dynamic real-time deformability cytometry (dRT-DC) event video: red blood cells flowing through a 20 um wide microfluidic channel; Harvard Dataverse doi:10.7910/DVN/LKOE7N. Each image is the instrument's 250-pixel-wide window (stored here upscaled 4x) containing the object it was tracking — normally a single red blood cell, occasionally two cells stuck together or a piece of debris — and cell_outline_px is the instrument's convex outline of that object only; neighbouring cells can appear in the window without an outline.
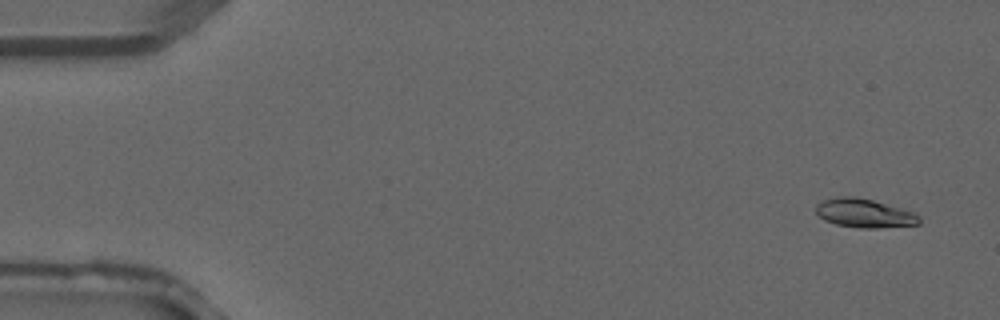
{"species": "common noctule bat (a hibernating species)", "species_latin": "Nyctalus noctula", "temperature_condition": "warm", "stored_images_in_passage": 3, "camera_frame_rate_fps": 3000, "um_per_image_px": 0.085, "animal": {"sex": "male", "forearm_length_mm": 52.5}, "frame": {"image": 1, "passage_image": 1, "time_ms": 0.0, "image_size_px": [1000, 320], "cell_outline_px": [[920, 224], [876, 228], [860, 228], [836, 224], [824, 220], [816, 212], [816, 204], [824, 200], [836, 196], [856, 196], [872, 200], [900, 208], [912, 212], [920, 216]], "centroid_in_image_um": [73.45, 18.12], "position_along_channel_um": 11.6, "area_um2": 17.22}}
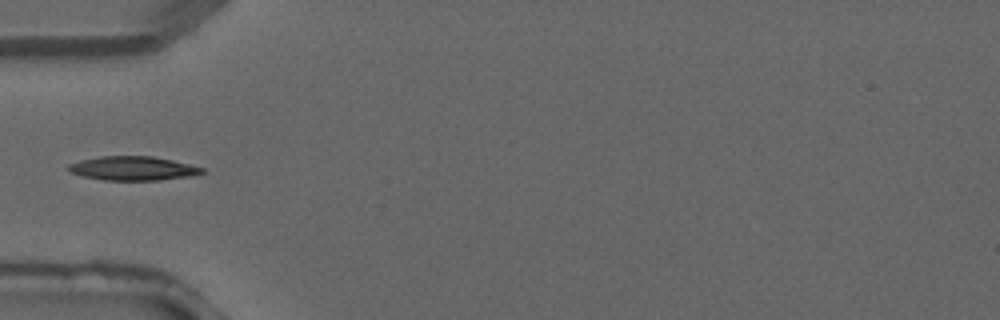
{"frame": {"image": 2, "passage_image": 3, "time_ms": 0.667, "image_size_px": [1000, 320], "cell_outline_px": [[204, 172], [196, 176], [160, 180], [104, 180], [80, 176], [68, 172], [68, 164], [80, 160], [100, 156], [152, 156], [172, 160], [204, 168]], "centroid_in_image_um": [11.29, 14.32], "position_along_channel_um": 73.7, "area_um2": 18.9}}